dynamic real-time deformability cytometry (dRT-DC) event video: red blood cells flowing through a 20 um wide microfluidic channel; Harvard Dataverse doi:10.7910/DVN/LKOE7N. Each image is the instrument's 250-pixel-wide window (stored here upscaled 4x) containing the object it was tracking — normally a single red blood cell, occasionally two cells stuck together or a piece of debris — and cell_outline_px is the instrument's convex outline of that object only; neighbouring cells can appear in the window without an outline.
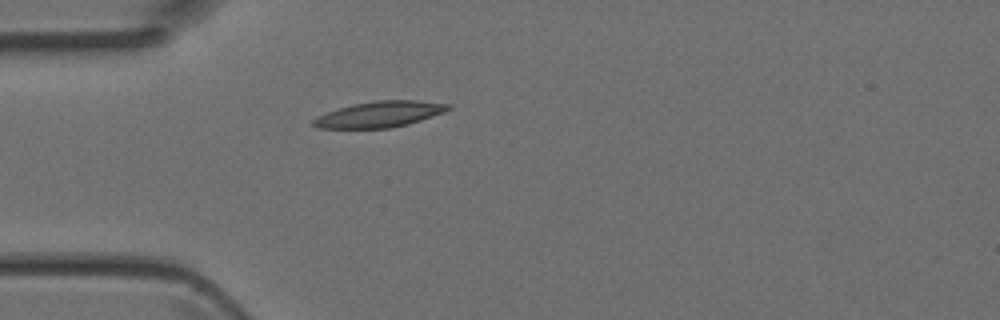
{"species": "Egyptian fruit bat (a non-hibernating species)", "species_latin": "Rousettus aegyptiacus", "temperature_condition": "room temperature", "stored_images_in_passage": 3, "camera_frame_rate_fps": 3000, "um_per_image_px": 0.085, "animal": {"sex": "female"}, "frame": {"image": 1, "passage_image": 3, "time_ms": 0.667, "image_size_px": [1000, 320], "cell_outline_px": [[452, 108], [444, 112], [408, 124], [388, 128], [316, 128], [312, 124], [312, 120], [328, 112], [352, 104], [376, 100], [416, 100], [452, 104]], "centroid_in_image_um": [32.3, 9.71], "position_along_channel_um": 52.7, "area_um2": 20.23}}